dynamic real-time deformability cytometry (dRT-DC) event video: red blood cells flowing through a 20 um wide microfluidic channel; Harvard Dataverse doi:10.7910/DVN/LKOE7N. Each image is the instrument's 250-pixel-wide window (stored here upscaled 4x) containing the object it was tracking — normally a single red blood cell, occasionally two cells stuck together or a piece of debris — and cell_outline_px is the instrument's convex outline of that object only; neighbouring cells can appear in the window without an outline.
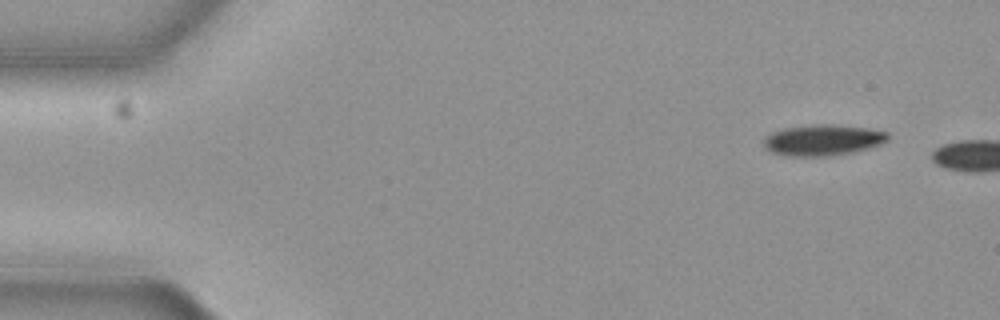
{"species": "common noctule bat (a hibernating species)", "species_latin": "Nyctalus noctula", "temperature_condition": "cold", "stored_images_in_passage": 4, "camera_frame_rate_fps": 3000, "um_per_image_px": 0.085, "animal": {"sex": "female", "body_mass_g": 19.3, "forearm_length_mm": 54.1}, "frame": {"image": 1, "passage_image": 1, "time_ms": 0.0, "image_size_px": [1000, 320], "cell_outline_px": [[888, 140], [880, 144], [852, 152], [820, 156], [792, 156], [772, 152], [764, 144], [764, 136], [772, 132], [784, 128], [816, 124], [832, 124], [868, 128], [888, 132]], "centroid_in_image_um": [69.94, 11.88], "position_along_channel_um": 15.1, "area_um2": 22.08}}